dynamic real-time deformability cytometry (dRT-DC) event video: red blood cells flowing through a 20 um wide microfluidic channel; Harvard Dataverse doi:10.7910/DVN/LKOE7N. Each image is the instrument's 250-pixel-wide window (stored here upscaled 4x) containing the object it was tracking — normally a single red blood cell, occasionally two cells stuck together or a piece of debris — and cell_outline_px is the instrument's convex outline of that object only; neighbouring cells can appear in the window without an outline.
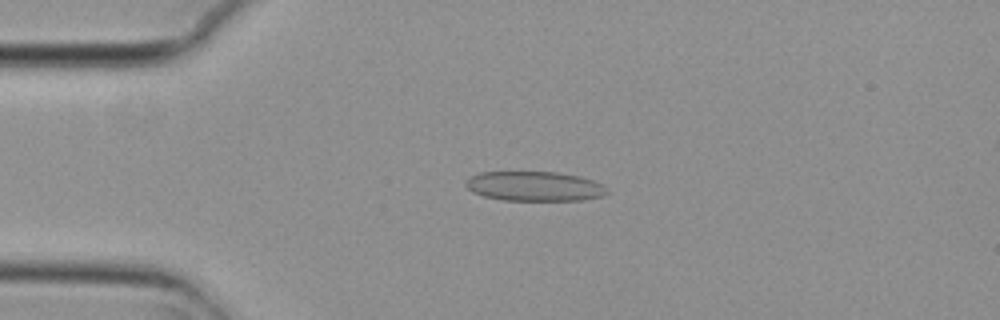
{"species": "common noctule bat (a hibernating species)", "species_latin": "Nyctalus noctula", "temperature_condition": "cold", "stored_images_in_passage": 39, "camera_frame_rate_fps": 3000, "um_per_image_px": 0.085, "animal": {"sex": "female", "body_mass_g": 29.2, "forearm_length_mm": 56.3}, "frame": {"image": 1, "passage_image": 5, "time_ms": 1.333, "image_size_px": [1000, 320], "cell_outline_px": [[608, 192], [604, 196], [584, 200], [500, 200], [484, 196], [472, 192], [464, 184], [464, 180], [480, 172], [556, 172], [580, 176], [592, 180], [608, 188]], "centroid_in_image_um": [45.42, 15.83], "position_along_channel_um": 39.6, "area_um2": 24.51}}
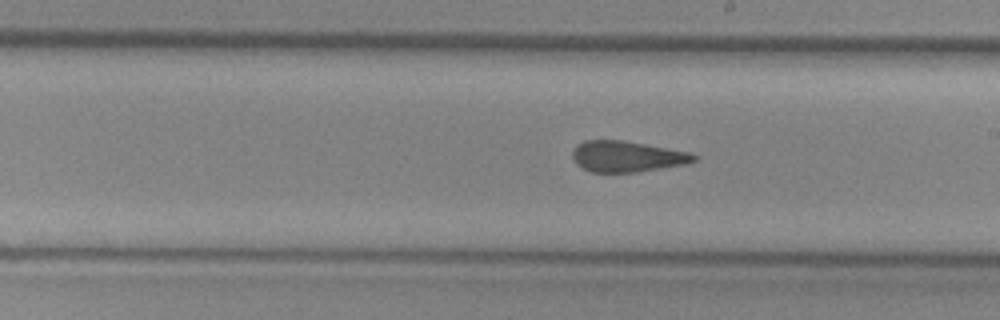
{"frame": {"image": 2, "passage_image": 23, "time_ms": 7.333, "image_size_px": [1000, 320], "cell_outline_px": [[696, 160], [688, 164], [636, 172], [592, 172], [576, 164], [572, 156], [572, 152], [576, 144], [584, 140], [620, 140], [692, 152], [696, 156]], "centroid_in_image_um": [53.29, 13.3], "position_along_channel_um": 235.7, "area_um2": 21.91}}
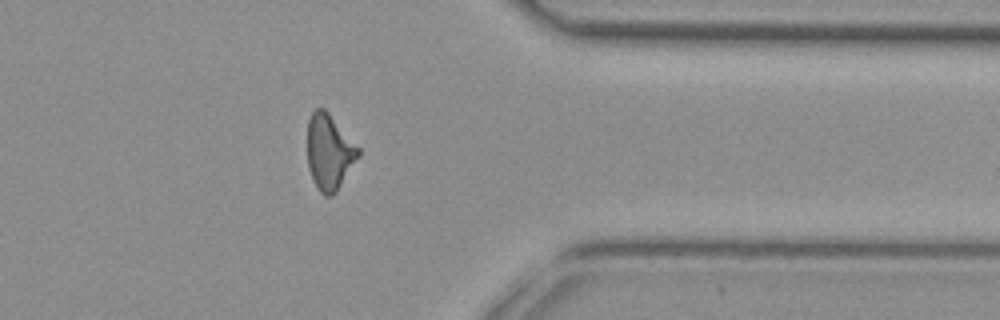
{"frame": {"image": 3, "passage_image": 36, "time_ms": 11.667, "image_size_px": [1000, 320], "cell_outline_px": [[360, 156], [336, 192], [332, 196], [324, 196], [316, 188], [308, 168], [308, 120], [312, 112], [316, 108], [324, 108], [328, 112], [360, 148]], "centroid_in_image_um": [27.99, 12.94], "position_along_channel_um": 383.4, "area_um2": 22.48}, "authors_computed_cell_mechanics": {"area_um2": 22.7154, "velocity_mm_per_s": 3.7225, "shape_relaxation_time_tau1_ms": null, "shape_relaxation_time_tau2_ms": 1.8433, "deformation_change_tau1": null, "deformation_change_tau2": 0.1078}}